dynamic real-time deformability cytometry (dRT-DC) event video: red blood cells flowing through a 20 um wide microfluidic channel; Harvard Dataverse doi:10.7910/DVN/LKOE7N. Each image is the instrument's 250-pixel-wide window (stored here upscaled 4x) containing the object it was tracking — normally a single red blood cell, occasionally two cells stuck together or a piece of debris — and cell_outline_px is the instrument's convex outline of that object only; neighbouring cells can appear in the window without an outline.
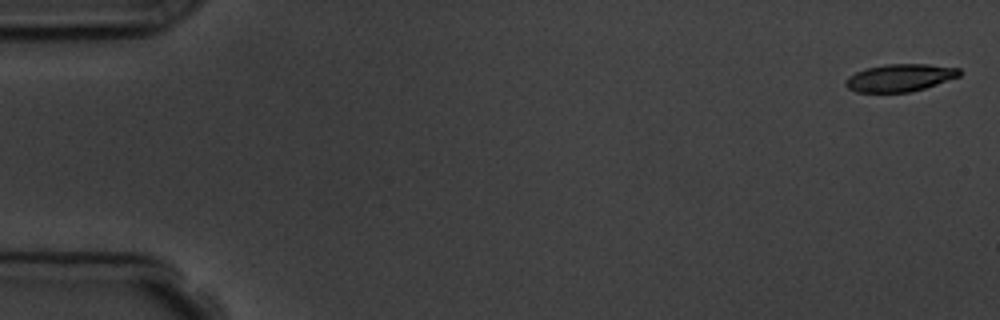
{"species": "common noctule bat (a hibernating species)", "species_latin": "Nyctalus noctula", "temperature_condition": "room temperature", "stored_images_in_passage": 11, "camera_frame_rate_fps": 3000, "um_per_image_px": 0.085, "animal": {"sex": "male", "body_mass_g": 19.5, "forearm_length_mm": 54.6}, "frame": {"image": 1, "passage_image": 1, "time_ms": 0.0, "image_size_px": [1000, 320], "cell_outline_px": [[960, 76], [912, 92], [856, 92], [848, 88], [844, 84], [844, 80], [848, 76], [856, 72], [868, 68], [884, 64], [928, 64], [960, 68]], "centroid_in_image_um": [76.47, 6.61], "position_along_channel_um": 8.5, "area_um2": 18.21}}
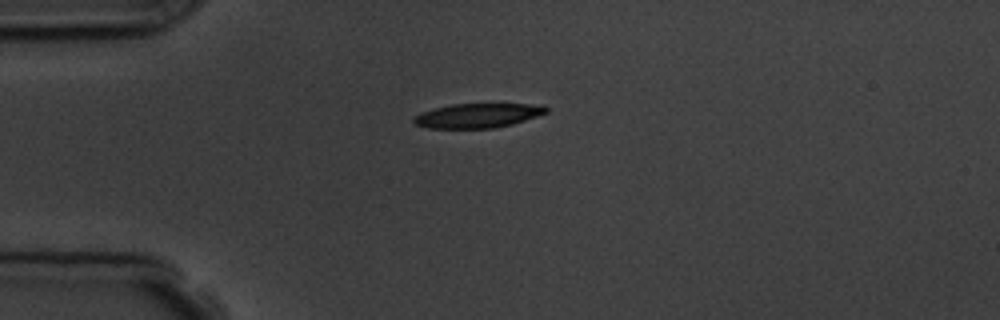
{"frame": {"image": 2, "passage_image": 4, "time_ms": 4.333, "image_size_px": [1000, 320], "cell_outline_px": [[548, 112], [512, 124], [492, 128], [428, 128], [416, 124], [412, 120], [420, 112], [452, 104], [544, 104], [548, 108]], "centroid_in_image_um": [40.63, 9.82], "position_along_channel_um": 44.4, "area_um2": 18.67}}
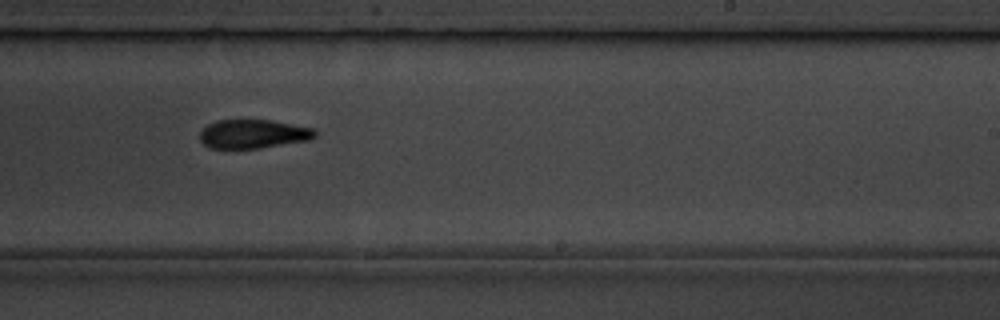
{"frame": {"image": 3, "passage_image": 10, "time_ms": 11.0, "image_size_px": [1000, 320], "cell_outline_px": [[316, 136], [308, 140], [260, 148], [208, 148], [200, 140], [200, 132], [208, 124], [216, 120], [268, 120], [316, 128]], "centroid_in_image_um": [21.52, 11.38], "position_along_channel_um": 267.5, "area_um2": 19.31}}